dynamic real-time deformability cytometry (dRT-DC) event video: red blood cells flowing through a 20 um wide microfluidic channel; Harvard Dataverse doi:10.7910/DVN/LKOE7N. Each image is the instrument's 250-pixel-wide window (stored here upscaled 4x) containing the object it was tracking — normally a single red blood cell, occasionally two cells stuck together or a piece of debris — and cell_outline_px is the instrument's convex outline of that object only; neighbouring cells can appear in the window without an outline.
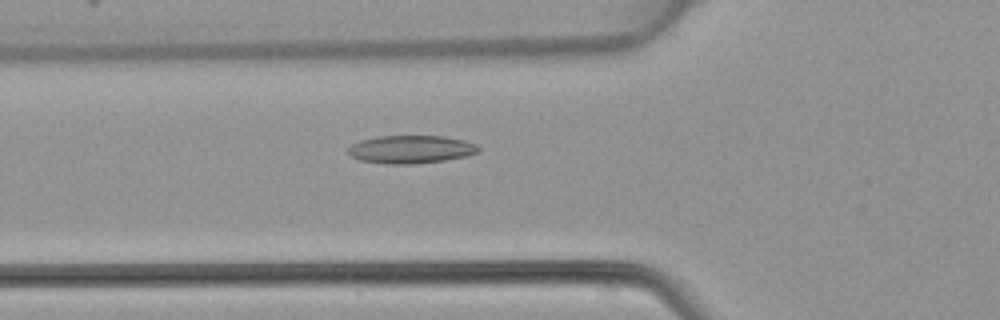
{"species": "common noctule bat (a hibernating species)", "species_latin": "Nyctalus noctula", "temperature_condition": "warm", "stored_images_in_passage": 48, "camera_frame_rate_fps": 3000, "um_per_image_px": 0.085, "animal": {"sex": "female", "body_mass_g": 22.7, "forearm_length_mm": 54.2}, "frame": {"image": 1, "passage_image": 17, "time_ms": 5.333, "image_size_px": [1000, 320], "cell_outline_px": [[480, 152], [468, 156], [444, 160], [412, 164], [384, 164], [360, 160], [352, 156], [348, 152], [348, 148], [352, 144], [360, 140], [376, 136], [444, 136], [464, 140], [476, 144], [480, 148]], "centroid_in_image_um": [34.94, 12.69], "position_along_channel_um": 90.9, "area_um2": 21.39}}
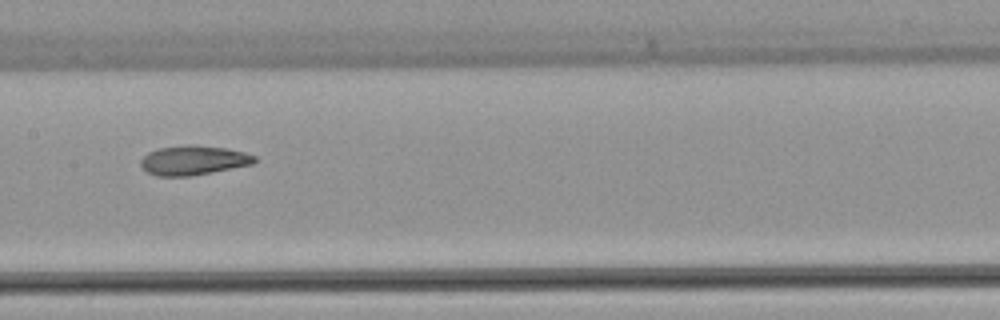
{"frame": {"image": 2, "passage_image": 24, "time_ms": 7.667, "image_size_px": [1000, 320], "cell_outline_px": [[256, 160], [252, 164], [212, 172], [188, 176], [156, 176], [148, 172], [140, 164], [140, 160], [148, 152], [160, 148], [188, 144], [192, 144], [228, 148], [244, 152], [256, 156]], "centroid_in_image_um": [16.44, 13.61], "position_along_channel_um": 191.0, "area_um2": 19.48}}
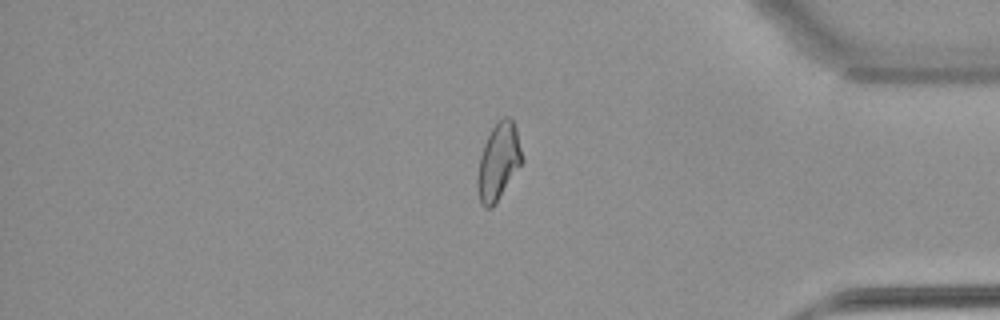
{"frame": {"image": 3, "passage_image": 40, "time_ms": 13.0, "image_size_px": [1000, 320], "cell_outline_px": [[524, 160], [492, 208], [484, 208], [480, 204], [476, 188], [476, 180], [480, 156], [484, 144], [492, 128], [504, 116], [508, 116], [512, 120], [516, 128]], "centroid_in_image_um": [42.35, 13.77], "position_along_channel_um": 392.8, "area_um2": 19.88}}